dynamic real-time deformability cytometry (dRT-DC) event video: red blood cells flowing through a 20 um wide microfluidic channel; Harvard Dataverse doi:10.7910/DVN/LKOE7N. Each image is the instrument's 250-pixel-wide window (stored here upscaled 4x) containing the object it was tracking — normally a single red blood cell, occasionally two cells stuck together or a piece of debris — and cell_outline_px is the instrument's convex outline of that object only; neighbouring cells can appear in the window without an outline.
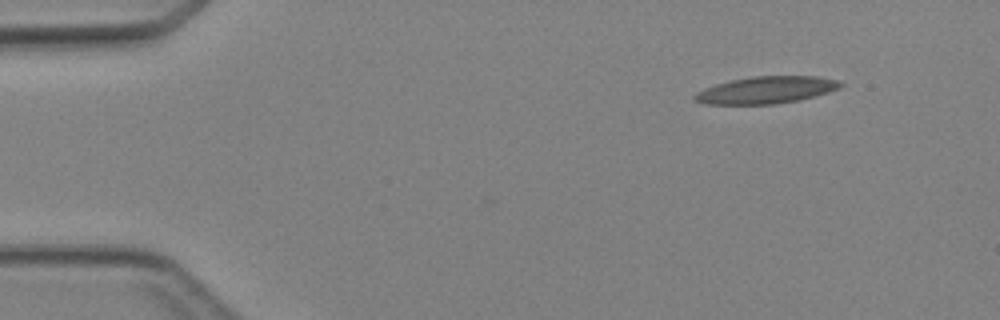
{"species": "Egyptian fruit bat (a non-hibernating species)", "species_latin": "Rousettus aegyptiacus", "temperature_condition": "cold", "stored_images_in_passage": 3, "camera_frame_rate_fps": 3000, "um_per_image_px": 0.085, "animal": {"sex": "female"}, "frame": {"image": 1, "passage_image": 3, "time_ms": 2.333, "image_size_px": [1000, 320], "cell_outline_px": [[844, 84], [840, 88], [828, 92], [800, 100], [776, 104], [704, 104], [692, 100], [692, 96], [696, 92], [704, 88], [716, 84], [732, 80], [752, 76], [816, 76], [840, 80]], "centroid_in_image_um": [65.12, 7.65], "position_along_channel_um": 19.9, "area_um2": 23.18}}